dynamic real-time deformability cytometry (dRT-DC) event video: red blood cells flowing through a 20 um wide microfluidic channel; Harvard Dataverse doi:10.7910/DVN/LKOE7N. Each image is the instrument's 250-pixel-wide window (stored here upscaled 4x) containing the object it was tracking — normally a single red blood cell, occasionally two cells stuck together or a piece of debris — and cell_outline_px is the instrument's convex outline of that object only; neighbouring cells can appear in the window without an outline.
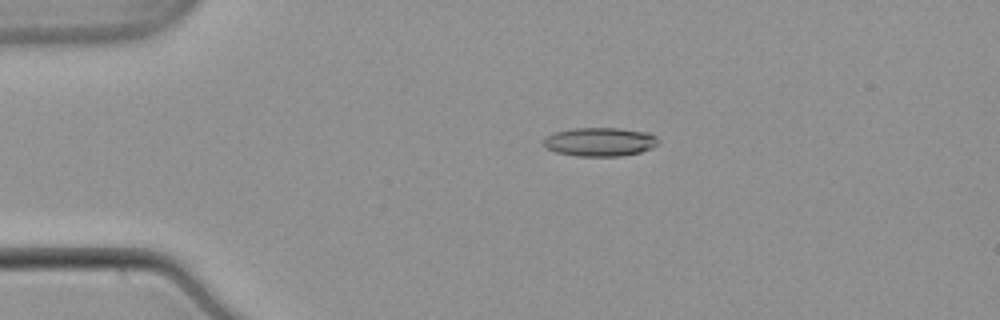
{"species": "common noctule bat (a hibernating species)", "species_latin": "Nyctalus noctula", "temperature_condition": "warm", "stored_images_in_passage": 44, "camera_frame_rate_fps": 3000, "um_per_image_px": 0.085, "animal": {"sex": "male", "body_mass_g": 21.5, "forearm_length_mm": 52.0}, "frame": {"image": 1, "passage_image": 2, "time_ms": 0.333, "image_size_px": [1000, 320], "cell_outline_px": [[656, 144], [652, 148], [640, 152], [620, 156], [576, 156], [556, 152], [548, 148], [544, 144], [544, 136], [556, 132], [572, 128], [616, 128], [648, 132], [656, 136]], "centroid_in_image_um": [50.97, 12.05], "position_along_channel_um": 34.0, "area_um2": 19.07}}
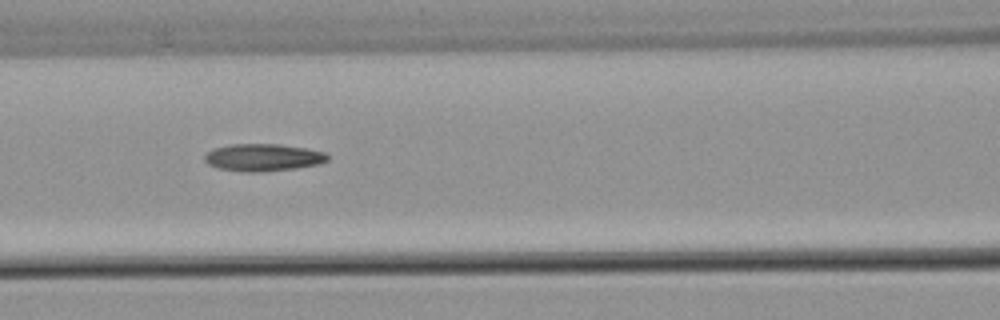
{"frame": {"image": 2, "passage_image": 14, "time_ms": 4.333, "image_size_px": [1000, 320], "cell_outline_px": [[328, 160], [316, 164], [296, 168], [260, 172], [244, 172], [216, 168], [208, 164], [204, 160], [204, 156], [208, 152], [216, 148], [228, 144], [280, 144], [304, 148], [324, 152], [328, 156]], "centroid_in_image_um": [22.32, 13.39], "position_along_channel_um": 144.3, "area_um2": 19.48}}
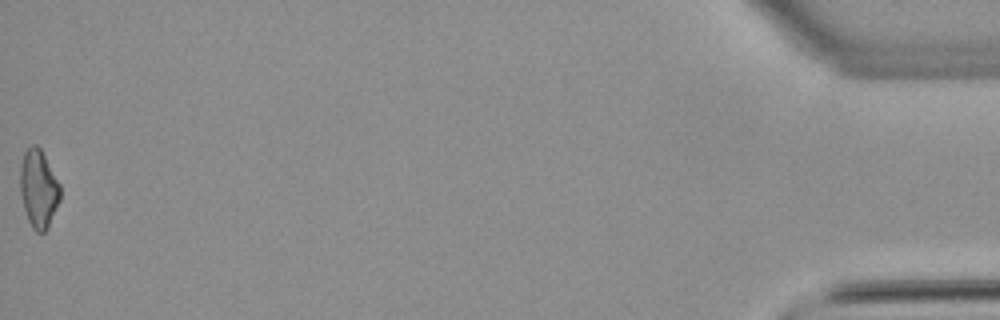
{"frame": {"image": 3, "passage_image": 44, "time_ms": 14.333, "image_size_px": [1000, 320], "cell_outline_px": [[60, 200], [48, 228], [44, 232], [36, 232], [32, 228], [28, 220], [24, 208], [20, 192], [20, 164], [24, 152], [32, 144], [36, 144], [40, 148], [60, 184]], "centroid_in_image_um": [3.27, 16.05], "position_along_channel_um": 431.9, "area_um2": 18.21}, "authors_computed_cell_mechanics": {"area_um2": 18.9295, "velocity_mm_per_s": 3.8962, "shape_relaxation_time_tau1_ms": null, "shape_relaxation_time_tau2_ms": 4.2353, "deformation_change_tau1": null, "deformation_change_tau2": 0.1507}}